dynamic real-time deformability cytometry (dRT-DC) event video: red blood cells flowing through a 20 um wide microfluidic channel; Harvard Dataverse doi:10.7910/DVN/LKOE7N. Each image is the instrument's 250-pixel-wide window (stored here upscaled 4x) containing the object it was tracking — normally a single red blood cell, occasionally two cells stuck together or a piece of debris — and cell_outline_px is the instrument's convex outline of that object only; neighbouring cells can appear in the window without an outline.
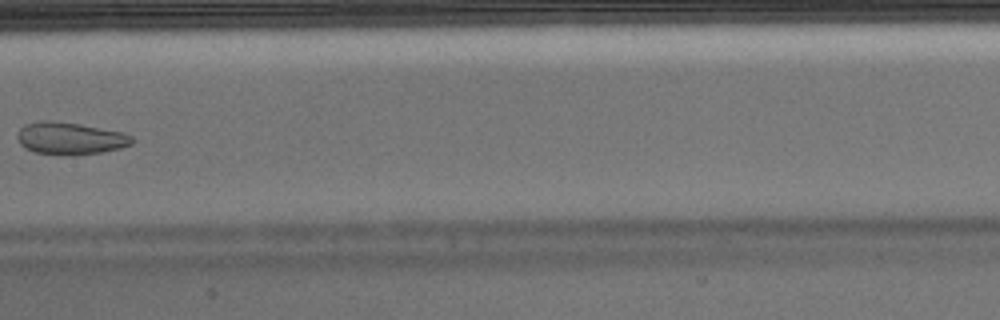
{"species": "Egyptian fruit bat (a non-hibernating species)", "species_latin": "Rousettus aegyptiacus", "temperature_condition": "warm", "stored_images_in_passage": 7, "camera_frame_rate_fps": 3000, "um_per_image_px": 0.085, "animal": {"sex": "male"}, "frame": {"image": 1, "passage_image": 7, "time_ms": 2.0, "image_size_px": [1000, 320], "cell_outline_px": [[136, 140], [132, 144], [120, 148], [100, 152], [68, 156], [60, 156], [36, 152], [24, 148], [20, 144], [16, 136], [20, 128], [24, 124], [44, 120], [52, 120], [80, 124], [124, 132], [132, 136]], "centroid_in_image_um": [5.96, 11.76], "position_along_channel_um": 201.4, "area_um2": 21.91}}